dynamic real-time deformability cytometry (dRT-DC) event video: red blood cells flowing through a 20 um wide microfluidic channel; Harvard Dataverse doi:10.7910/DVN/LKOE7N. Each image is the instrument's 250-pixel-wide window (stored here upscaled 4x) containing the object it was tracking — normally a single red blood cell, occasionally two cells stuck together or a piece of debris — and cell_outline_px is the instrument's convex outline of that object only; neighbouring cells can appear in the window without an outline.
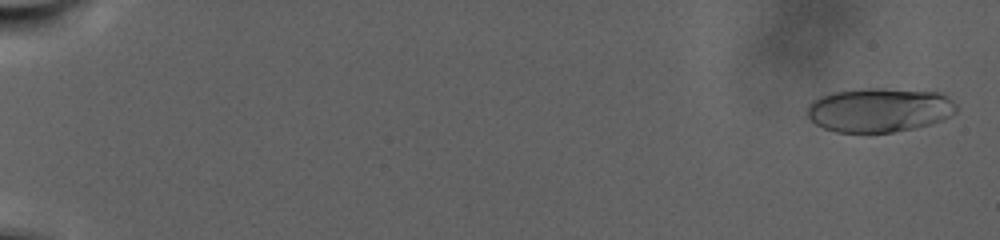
{"species": "human", "species_latin": "Homo sapiens", "temperature_condition": "warm", "stored_images_in_passage": 96, "camera_frame_rate_fps": 3000, "um_per_image_px": 0.085, "donor": {"sex": "male"}, "frame": {"image": 1, "passage_image": 3, "time_ms": 0.667, "image_size_px": [1000, 240], "cell_outline_px": [[956, 112], [944, 120], [912, 128], [892, 132], [836, 132], [824, 128], [816, 124], [808, 116], [808, 104], [812, 100], [820, 96], [836, 92], [868, 88], [880, 88], [936, 92], [948, 96], [956, 104]], "centroid_in_image_um": [74.75, 9.34], "position_along_channel_um": 10.3, "area_um2": 38.15}}
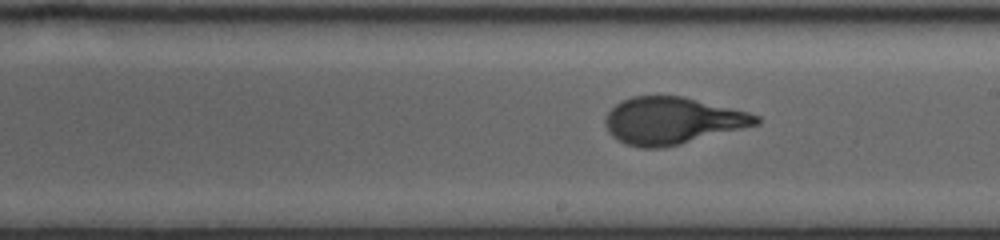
{"frame": {"image": 2, "passage_image": 59, "time_ms": 19.333, "image_size_px": [1000, 240], "cell_outline_px": [[760, 124], [664, 148], [640, 148], [624, 144], [616, 140], [608, 132], [604, 120], [608, 112], [616, 104], [632, 96], [684, 96], [748, 112], [760, 116]], "centroid_in_image_um": [57.13, 10.27], "position_along_channel_um": 231.9, "area_um2": 41.38}}
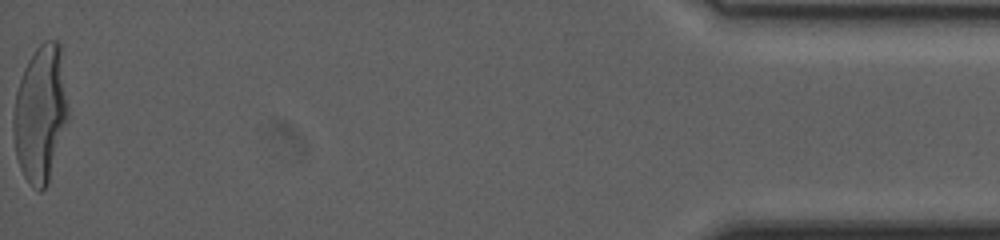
{"frame": {"image": 3, "passage_image": 96, "time_ms": 31.667, "image_size_px": [1000, 240], "cell_outline_px": [[68, 116], [48, 184], [40, 192], [32, 188], [24, 176], [20, 168], [16, 156], [12, 136], [12, 116], [16, 92], [24, 68], [28, 60], [36, 48], [44, 40], [56, 40], [60, 44], [68, 108]], "centroid_in_image_um": [3.41, 9.68], "position_along_channel_um": 431.8, "area_um2": 43.7}, "authors_computed_cell_mechanics": {"area_um2": 40.4889, "velocity_mm_per_s": 2.2828, "shape_relaxation_time_tau1_ms": 7.345, "shape_relaxation_time_tau2_ms": null, "deformation_change_tau1": 0.2491, "deformation_change_tau2": null}}